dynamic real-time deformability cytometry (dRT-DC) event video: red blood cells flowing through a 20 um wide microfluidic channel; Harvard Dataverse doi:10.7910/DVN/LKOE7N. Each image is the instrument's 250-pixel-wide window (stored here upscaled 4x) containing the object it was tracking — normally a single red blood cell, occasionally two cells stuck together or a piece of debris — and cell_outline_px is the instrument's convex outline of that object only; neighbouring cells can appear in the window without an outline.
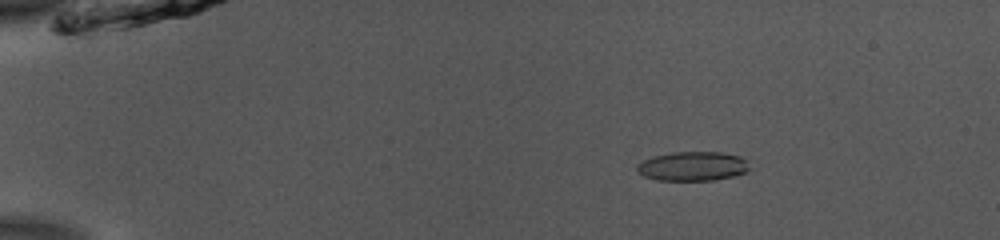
{"species": "common noctule bat (a hibernating species)", "species_latin": "Nyctalus noctula", "temperature_condition": "room temperature", "stored_images_in_passage": 53, "camera_frame_rate_fps": 3000, "um_per_image_px": 0.085, "animal": {"sex": "male", "body_mass_g": 13.0, "forearm_length_mm": 53.1}, "frame": {"image": 1, "passage_image": 10, "time_ms": 3.0, "image_size_px": [1000, 240], "cell_outline_px": [[748, 168], [744, 172], [732, 176], [712, 180], [656, 180], [644, 176], [636, 168], [636, 164], [652, 156], [672, 152], [724, 152], [740, 156], [744, 160]], "centroid_in_image_um": [58.82, 14.12], "position_along_channel_um": 26.2, "area_um2": 18.96}}
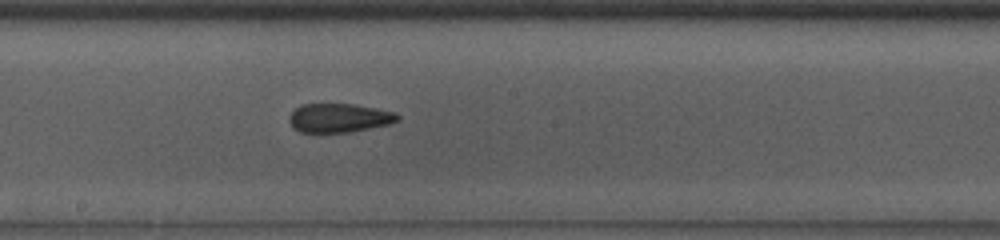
{"frame": {"image": 2, "passage_image": 31, "time_ms": 10.0, "image_size_px": [1000, 240], "cell_outline_px": [[400, 120], [388, 124], [348, 132], [300, 132], [292, 128], [288, 120], [288, 116], [300, 104], [352, 104], [376, 108], [396, 112], [400, 116]], "centroid_in_image_um": [28.8, 10.02], "position_along_channel_um": 219.4, "area_um2": 18.26}}
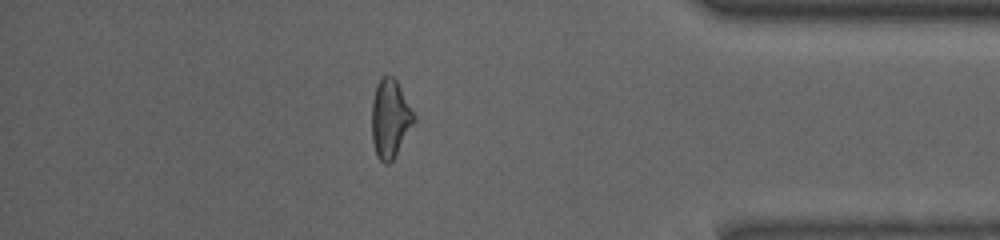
{"frame": {"image": 3, "passage_image": 47, "time_ms": 15.333, "image_size_px": [1000, 240], "cell_outline_px": [[416, 120], [392, 160], [388, 164], [384, 164], [376, 156], [372, 140], [372, 100], [376, 84], [384, 76], [392, 76], [396, 80], [416, 116]], "centroid_in_image_um": [33.15, 10.09], "position_along_channel_um": 402.0, "area_um2": 19.13}, "authors_computed_cell_mechanics": {"area_um2": 19.2474, "velocity_mm_per_s": 3.8784, "shape_relaxation_time_tau1_ms": null, "shape_relaxation_time_tau2_ms": 2.0235, "deformation_change_tau1": null, "deformation_change_tau2": 0.0925}}